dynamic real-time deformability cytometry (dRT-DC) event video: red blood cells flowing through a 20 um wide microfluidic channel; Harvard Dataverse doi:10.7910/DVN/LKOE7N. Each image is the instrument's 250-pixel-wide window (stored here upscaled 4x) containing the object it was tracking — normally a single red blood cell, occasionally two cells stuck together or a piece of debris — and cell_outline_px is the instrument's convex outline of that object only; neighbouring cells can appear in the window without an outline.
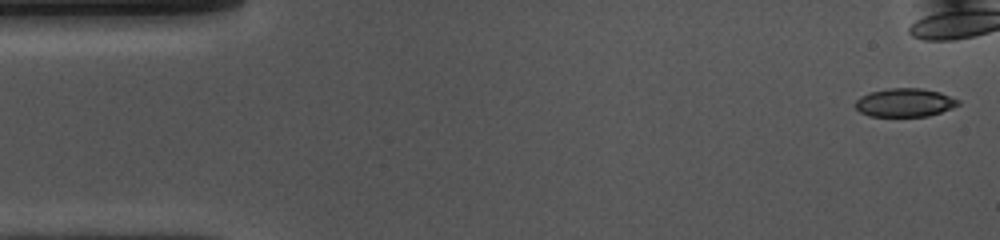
{"species": "common noctule bat (a hibernating species)", "species_latin": "Nyctalus noctula", "temperature_condition": "cold", "stored_images_in_passage": 42, "camera_frame_rate_fps": 3000, "um_per_image_px": 0.085, "animal": {"sex": "female", "body_mass_g": 10.0, "forearm_length_mm": 53.1}, "frame": {"image": 1, "passage_image": 1, "time_ms": 0.0, "image_size_px": [1000, 240], "cell_outline_px": [[960, 104], [952, 108], [928, 116], [868, 116], [860, 112], [856, 108], [856, 100], [860, 96], [872, 92], [888, 88], [920, 88], [940, 92], [960, 100]], "centroid_in_image_um": [76.92, 8.72], "position_along_channel_um": 8.1, "area_um2": 16.99}}
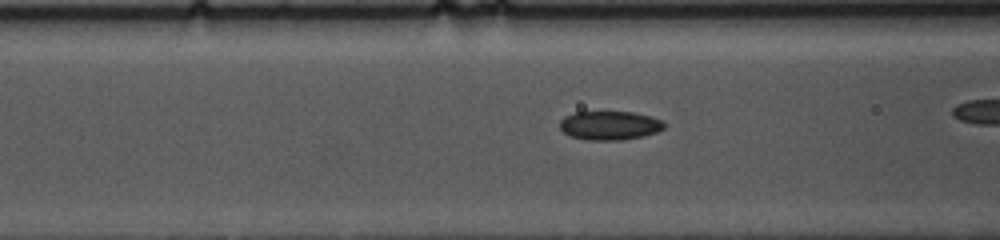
{"frame": {"image": 2, "passage_image": 19, "time_ms": 6.0, "image_size_px": [1000, 240], "cell_outline_px": [[664, 128], [656, 132], [644, 136], [620, 140], [588, 140], [568, 136], [560, 128], [560, 120], [564, 116], [576, 112], [632, 112], [652, 116], [660, 120], [664, 124]], "centroid_in_image_um": [51.8, 10.67], "position_along_channel_um": 114.8, "area_um2": 17.57}}